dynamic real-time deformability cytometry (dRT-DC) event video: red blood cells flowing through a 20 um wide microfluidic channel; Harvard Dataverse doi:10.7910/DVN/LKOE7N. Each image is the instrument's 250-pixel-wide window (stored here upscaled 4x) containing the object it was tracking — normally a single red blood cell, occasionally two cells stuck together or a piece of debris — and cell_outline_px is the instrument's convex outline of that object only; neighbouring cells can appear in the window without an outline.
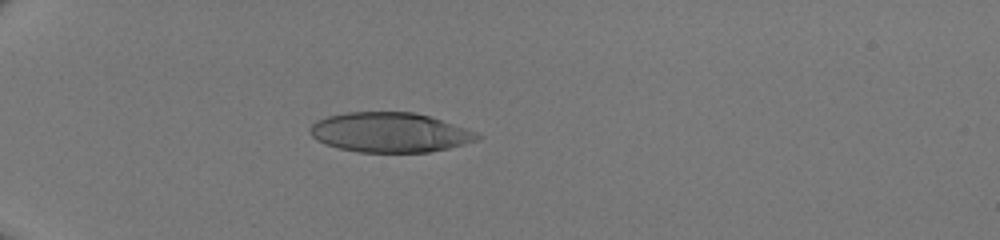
{"species": "human", "species_latin": "Homo sapiens", "temperature_condition": "room temperature", "stored_images_in_passage": 34, "camera_frame_rate_fps": 3000, "um_per_image_px": 0.085, "donor": {"sex": "male"}, "frame": {"image": 1, "passage_image": 1, "time_ms": 0.0, "image_size_px": [1000, 240], "cell_outline_px": [[484, 136], [476, 140], [464, 144], [448, 148], [428, 152], [360, 152], [340, 148], [324, 144], [316, 140], [312, 136], [308, 128], [316, 120], [328, 116], [348, 112], [412, 112], [428, 116], [468, 128]], "centroid_in_image_um": [33.13, 11.25], "position_along_channel_um": 51.9, "area_um2": 38.73}}
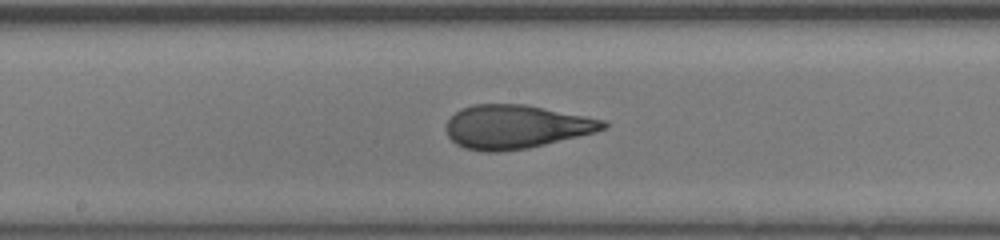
{"frame": {"image": 2, "passage_image": 14, "time_ms": 4.333, "image_size_px": [1000, 240], "cell_outline_px": [[608, 128], [596, 132], [528, 148], [500, 152], [484, 152], [464, 148], [456, 144], [448, 136], [444, 128], [448, 120], [456, 112], [472, 104], [524, 104], [608, 120]], "centroid_in_image_um": [43.87, 10.78], "position_along_channel_um": 204.3, "area_um2": 40.17}}
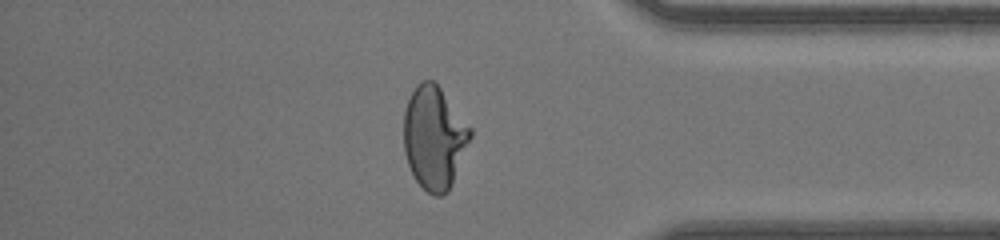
{"frame": {"image": 3, "passage_image": 28, "time_ms": 9.0, "image_size_px": [1000, 240], "cell_outline_px": [[472, 136], [452, 184], [448, 192], [440, 196], [436, 196], [428, 192], [416, 180], [408, 164], [404, 152], [404, 112], [408, 100], [416, 84], [420, 80], [432, 80], [440, 88], [472, 128]], "centroid_in_image_um": [36.91, 11.69], "position_along_channel_um": 398.3, "area_um2": 39.77}}